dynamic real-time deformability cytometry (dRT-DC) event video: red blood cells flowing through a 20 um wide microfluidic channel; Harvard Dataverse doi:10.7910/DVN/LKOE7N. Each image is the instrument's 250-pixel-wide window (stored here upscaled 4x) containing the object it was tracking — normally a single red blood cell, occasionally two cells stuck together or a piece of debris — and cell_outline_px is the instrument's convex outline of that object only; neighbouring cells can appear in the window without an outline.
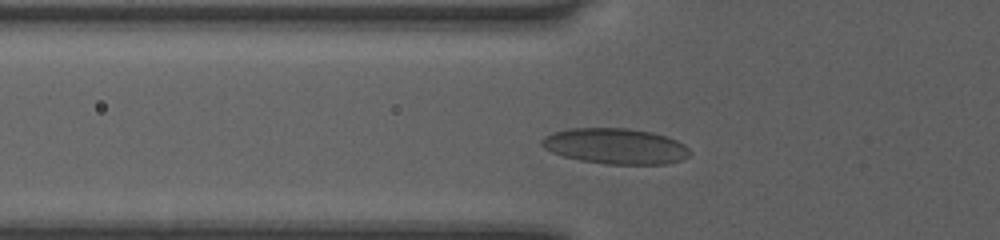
{"species": "human", "species_latin": "Homo sapiens", "temperature_condition": "room temperature", "stored_images_in_passage": 38, "camera_frame_rate_fps": 3000, "um_per_image_px": 0.085, "donor": {"sex": "female"}, "frame": {"image": 1, "passage_image": 9, "time_ms": 2.667, "image_size_px": [1000, 240], "cell_outline_px": [[692, 152], [688, 156], [680, 160], [668, 164], [604, 164], [580, 160], [564, 156], [552, 152], [544, 148], [540, 144], [540, 140], [544, 136], [552, 132], [568, 128], [628, 128], [652, 132], [668, 136], [684, 144]], "centroid_in_image_um": [52.3, 12.41], "position_along_channel_um": 73.5, "area_um2": 31.04}}
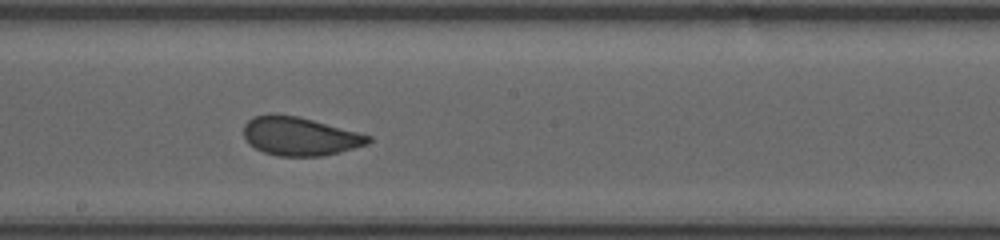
{"frame": {"image": 2, "passage_image": 20, "time_ms": 6.333, "image_size_px": [1000, 240], "cell_outline_px": [[372, 140], [368, 144], [340, 152], [320, 156], [280, 156], [264, 152], [256, 148], [244, 136], [244, 124], [252, 116], [268, 112], [276, 112], [296, 116], [312, 120], [372, 136]], "centroid_in_image_um": [25.46, 11.56], "position_along_channel_um": 222.7, "area_um2": 27.98}}
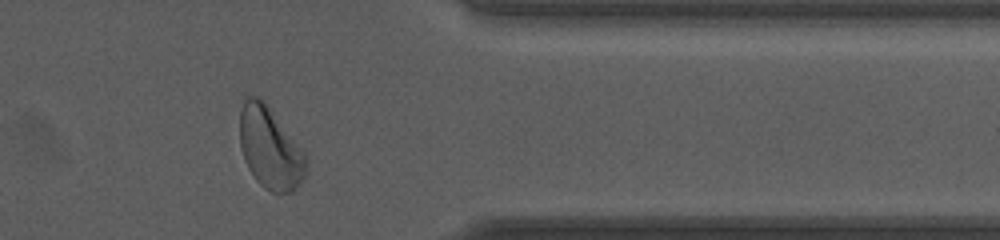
{"frame": {"image": 3, "passage_image": 33, "time_ms": 10.667, "image_size_px": [1000, 240], "cell_outline_px": [[308, 168], [304, 176], [292, 192], [272, 192], [264, 188], [256, 180], [248, 168], [244, 160], [240, 148], [240, 112], [244, 100], [248, 96], [256, 96], [264, 100], [308, 156]], "centroid_in_image_um": [22.96, 12.58], "position_along_channel_um": 388.4, "area_um2": 31.73}}